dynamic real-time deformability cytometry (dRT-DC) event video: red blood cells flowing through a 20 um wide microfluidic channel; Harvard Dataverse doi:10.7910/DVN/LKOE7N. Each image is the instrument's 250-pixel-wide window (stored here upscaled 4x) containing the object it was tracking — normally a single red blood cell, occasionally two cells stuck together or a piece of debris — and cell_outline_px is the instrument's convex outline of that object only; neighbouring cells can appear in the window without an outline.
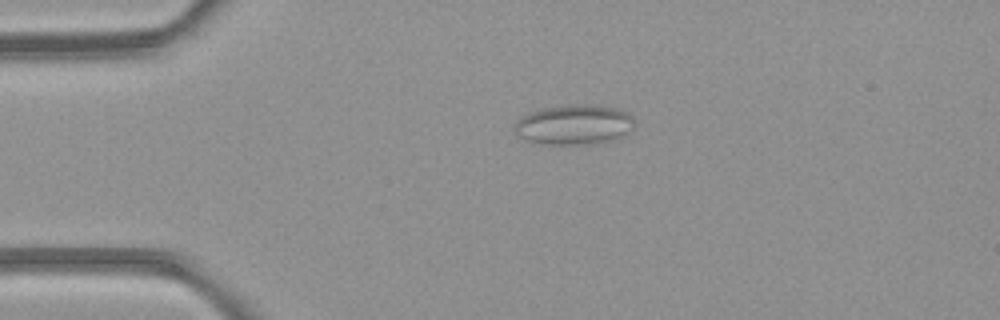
{"species": "common noctule bat (a hibernating species)", "species_latin": "Nyctalus noctula", "temperature_condition": "room temperature", "stored_images_in_passage": 2, "camera_frame_rate_fps": 3000, "um_per_image_px": 0.085, "animal": {"sex": "female", "body_mass_g": 21.9}, "frame": {"image": 1, "passage_image": 1, "time_ms": 0.0, "image_size_px": [1000, 320], "cell_outline_px": [[632, 128], [620, 136], [604, 140], [576, 144], [548, 144], [528, 140], [520, 136], [516, 132], [516, 120], [532, 112], [544, 108], [616, 108], [632, 116]], "centroid_in_image_um": [48.74, 10.64], "position_along_channel_um": 36.3, "area_um2": 25.55}}